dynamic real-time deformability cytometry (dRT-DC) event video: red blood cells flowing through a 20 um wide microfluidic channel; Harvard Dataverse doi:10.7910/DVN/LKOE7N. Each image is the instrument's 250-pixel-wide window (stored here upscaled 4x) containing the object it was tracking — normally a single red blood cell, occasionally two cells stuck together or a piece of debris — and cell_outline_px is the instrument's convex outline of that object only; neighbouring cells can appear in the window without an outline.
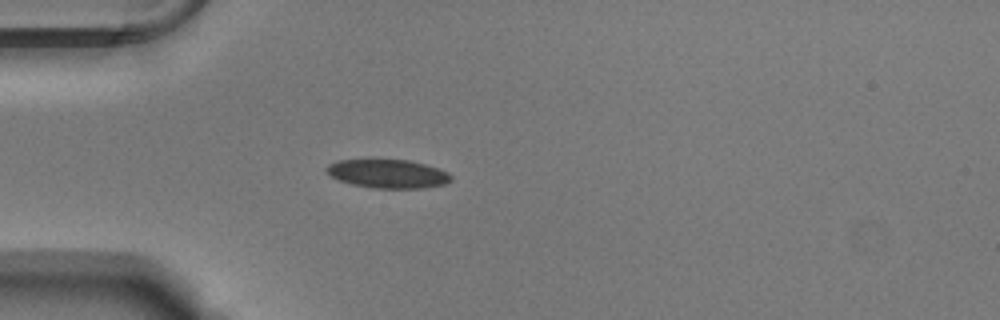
{"species": "Egyptian fruit bat (a non-hibernating species)", "species_latin": "Rousettus aegyptiacus", "temperature_condition": "warm", "stored_images_in_passage": 39, "camera_frame_rate_fps": 3000, "um_per_image_px": 0.085, "animal": {"sex": "male"}, "frame": {"image": 1, "passage_image": 1, "time_ms": 0.0, "image_size_px": [1000, 320], "cell_outline_px": [[452, 180], [444, 184], [424, 188], [376, 188], [352, 184], [340, 180], [332, 176], [324, 168], [328, 164], [336, 160], [368, 156], [372, 156], [408, 160], [440, 168], [448, 172], [452, 176]], "centroid_in_image_um": [32.92, 14.7], "position_along_channel_um": 52.1, "area_um2": 21.79}}
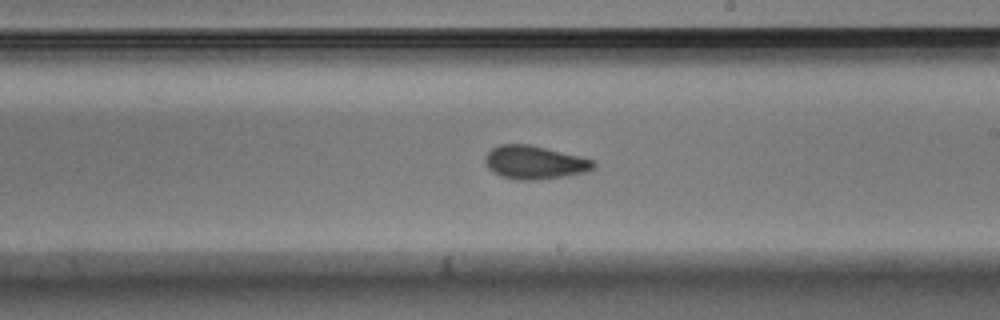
{"frame": {"image": 2, "passage_image": 17, "time_ms": 5.333, "image_size_px": [1000, 320], "cell_outline_px": [[596, 168], [588, 172], [564, 176], [536, 180], [516, 180], [500, 176], [488, 168], [484, 160], [484, 156], [492, 148], [500, 144], [528, 144], [580, 156], [596, 160]], "centroid_in_image_um": [45.46, 13.81], "position_along_channel_um": 243.5, "area_um2": 21.27}}
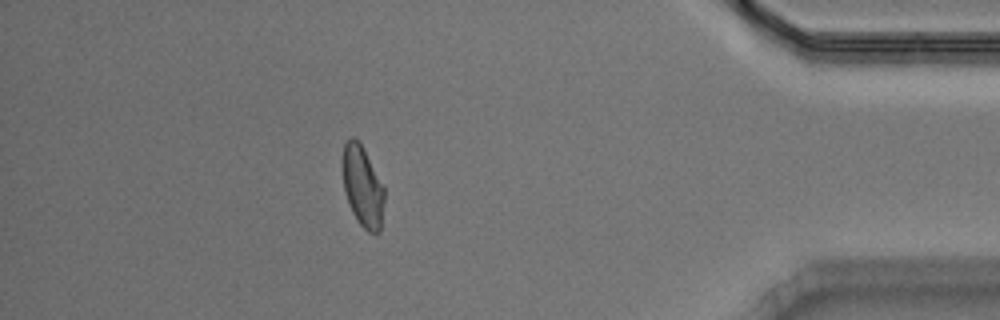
{"frame": {"image": 3, "passage_image": 33, "time_ms": 10.667, "image_size_px": [1000, 320], "cell_outline_px": [[384, 200], [380, 232], [368, 232], [360, 224], [352, 212], [344, 192], [340, 164], [340, 160], [344, 144], [352, 136], [356, 136], [360, 140], [384, 188]], "centroid_in_image_um": [30.77, 15.77], "position_along_channel_um": 404.4, "area_um2": 20.11}, "authors_computed_cell_mechanics": {"area_um2": 20.6924, "velocity_mm_per_s": 3.7846, "shape_relaxation_time_tau1_ms": 5.1765, "shape_relaxation_time_tau2_ms": 1.6291, "deformation_change_tau1": 0.1236, "deformation_change_tau2": 0.0699}}